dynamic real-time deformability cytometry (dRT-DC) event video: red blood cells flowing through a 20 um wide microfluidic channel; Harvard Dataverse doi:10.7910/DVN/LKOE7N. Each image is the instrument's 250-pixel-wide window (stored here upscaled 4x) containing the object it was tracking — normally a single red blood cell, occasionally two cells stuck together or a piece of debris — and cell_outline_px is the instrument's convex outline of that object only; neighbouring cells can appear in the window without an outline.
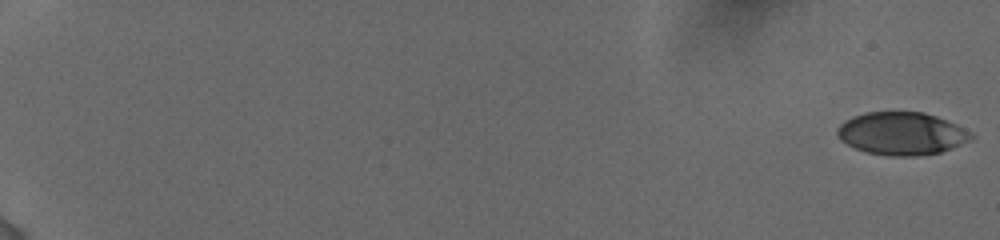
{"species": "human", "species_latin": "Homo sapiens", "temperature_condition": "cold", "stored_images_in_passage": 14, "camera_frame_rate_fps": 3000, "um_per_image_px": 0.085, "donor": {"sex": "female"}, "frame": {"image": 1, "passage_image": 1, "time_ms": 0.0, "image_size_px": [1000, 240], "cell_outline_px": [[976, 136], [972, 140], [940, 152], [916, 156], [888, 156], [864, 152], [840, 140], [836, 132], [836, 128], [844, 120], [852, 116], [864, 112], [924, 112], [936, 116], [956, 124], [972, 132]], "centroid_in_image_um": [76.64, 11.35], "position_along_channel_um": 8.4, "area_um2": 33.64}}